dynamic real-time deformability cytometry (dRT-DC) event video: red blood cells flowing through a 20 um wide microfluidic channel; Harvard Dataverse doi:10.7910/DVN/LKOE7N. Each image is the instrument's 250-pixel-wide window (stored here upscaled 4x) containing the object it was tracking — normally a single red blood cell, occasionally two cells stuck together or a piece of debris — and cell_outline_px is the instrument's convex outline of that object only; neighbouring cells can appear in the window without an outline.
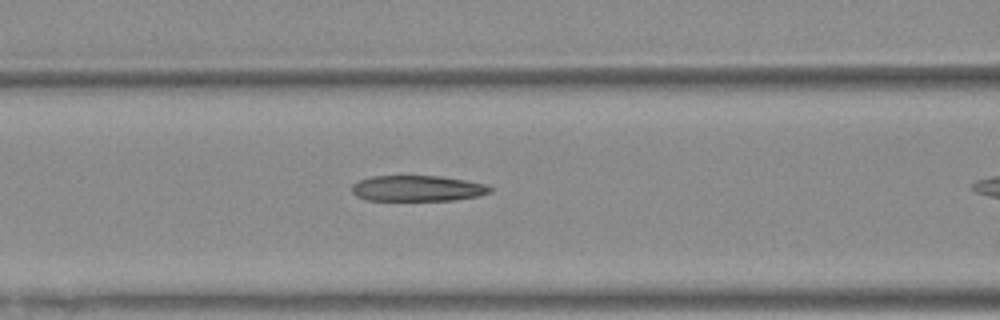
{"species": "Egyptian fruit bat (a non-hibernating species)", "species_latin": "Rousettus aegyptiacus", "temperature_condition": "warm", "stored_images_in_passage": 15, "camera_frame_rate_fps": 3000, "um_per_image_px": 0.085, "animal": {"sex": "female"}, "frame": {"image": 1, "passage_image": 11, "time_ms": 3.333, "image_size_px": [1000, 320], "cell_outline_px": [[492, 192], [480, 196], [452, 200], [368, 200], [356, 196], [352, 192], [352, 184], [360, 180], [372, 176], [440, 176], [464, 180], [484, 184], [492, 188]], "centroid_in_image_um": [35.48, 16.01], "position_along_channel_um": 131.1, "area_um2": 20.69}}